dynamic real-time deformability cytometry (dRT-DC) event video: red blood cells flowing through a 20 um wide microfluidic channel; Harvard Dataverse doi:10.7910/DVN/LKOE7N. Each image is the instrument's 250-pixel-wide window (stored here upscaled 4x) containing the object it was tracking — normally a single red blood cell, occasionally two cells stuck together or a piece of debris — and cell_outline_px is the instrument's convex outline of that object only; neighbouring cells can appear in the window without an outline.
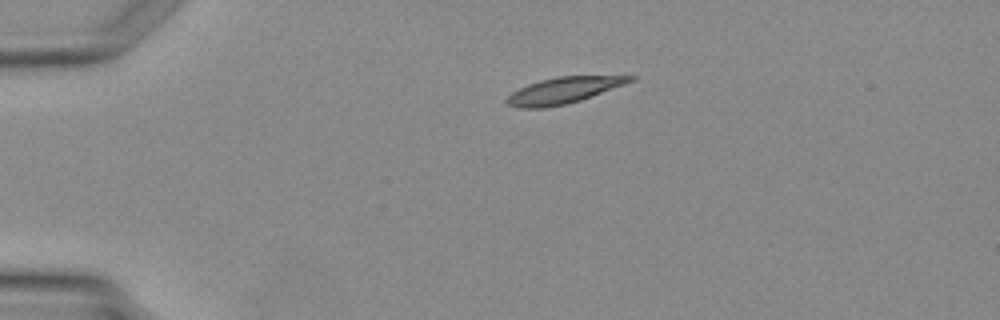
{"species": "Egyptian fruit bat (a non-hibernating species)", "species_latin": "Rousettus aegyptiacus", "temperature_condition": "warm", "stored_images_in_passage": 2, "camera_frame_rate_fps": 3000, "um_per_image_px": 0.085, "animal": {"sex": "female"}, "frame": {"image": 1, "passage_image": 2, "time_ms": 1.333, "image_size_px": [1000, 320], "cell_outline_px": [[636, 80], [580, 100], [564, 104], [544, 108], [516, 108], [508, 104], [504, 100], [512, 92], [528, 84], [540, 80], [560, 76], [636, 76]], "centroid_in_image_um": [47.87, 7.68], "position_along_channel_um": 37.1, "area_um2": 18.61}}